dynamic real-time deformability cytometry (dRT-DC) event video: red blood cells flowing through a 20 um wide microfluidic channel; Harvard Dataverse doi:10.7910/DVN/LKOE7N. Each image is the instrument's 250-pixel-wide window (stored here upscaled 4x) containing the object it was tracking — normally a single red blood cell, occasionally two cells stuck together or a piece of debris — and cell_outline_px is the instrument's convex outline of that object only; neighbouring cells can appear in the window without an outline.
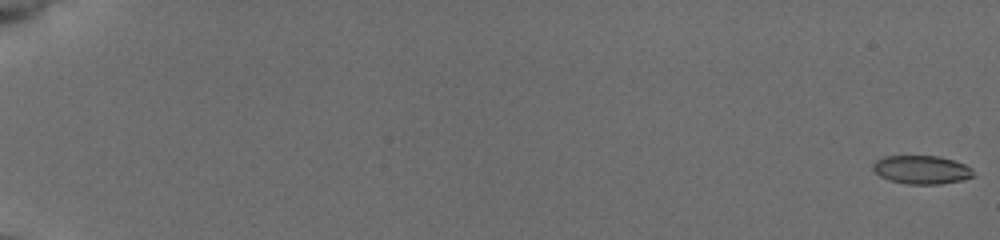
{"species": "common noctule bat (a hibernating species)", "species_latin": "Nyctalus noctula", "temperature_condition": "cold", "stored_images_in_passage": 50, "camera_frame_rate_fps": 3000, "um_per_image_px": 0.085, "animal": {"sex": "female", "body_mass_g": 19.5, "forearm_length_mm": 54.1}, "frame": {"image": 1, "passage_image": 1, "time_ms": 0.0, "image_size_px": [1000, 240], "cell_outline_px": [[976, 176], [960, 180], [940, 184], [908, 184], [888, 180], [880, 176], [872, 168], [872, 164], [876, 160], [884, 156], [940, 156], [964, 164], [972, 168]], "centroid_in_image_um": [78.33, 14.42], "position_along_channel_um": 6.7, "area_um2": 16.7}}
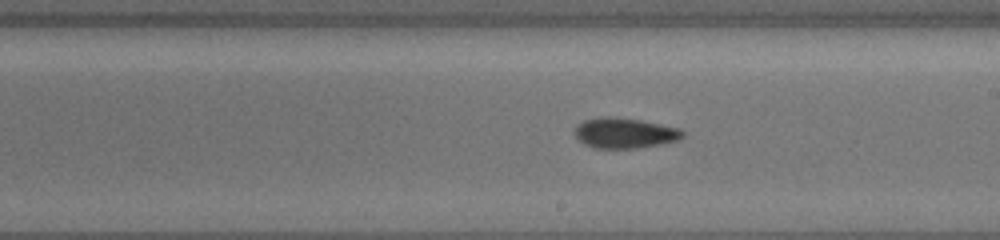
{"frame": {"image": 2, "passage_image": 29, "time_ms": 9.333, "image_size_px": [1000, 240], "cell_outline_px": [[684, 136], [680, 140], [640, 148], [596, 148], [584, 144], [572, 132], [576, 124], [584, 120], [600, 116], [612, 116], [640, 120], [680, 128], [684, 132]], "centroid_in_image_um": [53.08, 11.3], "position_along_channel_um": 235.9, "area_um2": 19.36}}
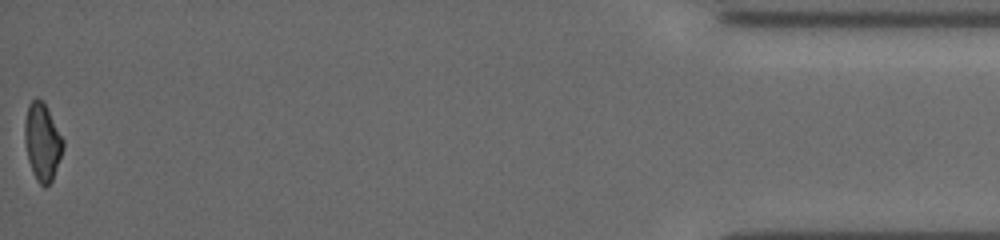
{"frame": {"image": 3, "passage_image": 50, "time_ms": 16.333, "image_size_px": [1000, 240], "cell_outline_px": [[64, 148], [52, 180], [44, 188], [36, 180], [32, 172], [28, 160], [24, 140], [24, 120], [28, 104], [36, 96], [44, 100], [64, 140]], "centroid_in_image_um": [3.59, 12.02], "position_along_channel_um": 431.6, "area_um2": 17.69}, "authors_computed_cell_mechanics": {"area_um2": 18.0625, "velocity_mm_per_s": 3.9182, "shape_relaxation_time_tau1_ms": 9.2559, "shape_relaxation_time_tau2_ms": 4.8657, "deformation_change_tau1": 0.1729, "deformation_change_tau2": 0.1047}}